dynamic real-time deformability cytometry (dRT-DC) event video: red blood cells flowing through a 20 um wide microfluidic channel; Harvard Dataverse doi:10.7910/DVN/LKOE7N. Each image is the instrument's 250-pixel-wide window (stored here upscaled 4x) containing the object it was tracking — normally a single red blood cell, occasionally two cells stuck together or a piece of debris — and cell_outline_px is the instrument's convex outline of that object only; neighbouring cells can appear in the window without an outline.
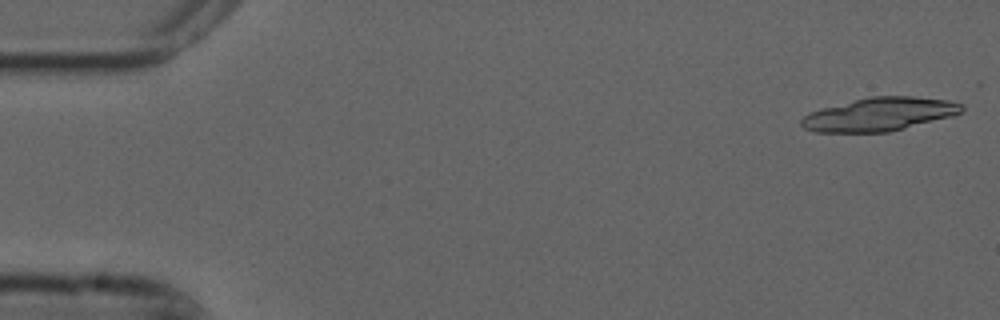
{"species": "common noctule bat (a hibernating species)", "species_latin": "Nyctalus noctula", "temperature_condition": "cold", "stored_images_in_passage": 17, "camera_frame_rate_fps": 3000, "um_per_image_px": 0.085, "animal": {"sex": "male", "forearm_length_mm": 52.5}, "frame": {"image": 1, "passage_image": 1, "time_ms": 0.0, "image_size_px": [1000, 320], "cell_outline_px": [[964, 108], [956, 116], [888, 132], [816, 132], [804, 128], [800, 124], [800, 120], [804, 116], [812, 112], [824, 108], [872, 96], [912, 96], [948, 100], [964, 104]], "centroid_in_image_um": [74.83, 9.72], "position_along_channel_um": 10.2, "area_um2": 31.04}}